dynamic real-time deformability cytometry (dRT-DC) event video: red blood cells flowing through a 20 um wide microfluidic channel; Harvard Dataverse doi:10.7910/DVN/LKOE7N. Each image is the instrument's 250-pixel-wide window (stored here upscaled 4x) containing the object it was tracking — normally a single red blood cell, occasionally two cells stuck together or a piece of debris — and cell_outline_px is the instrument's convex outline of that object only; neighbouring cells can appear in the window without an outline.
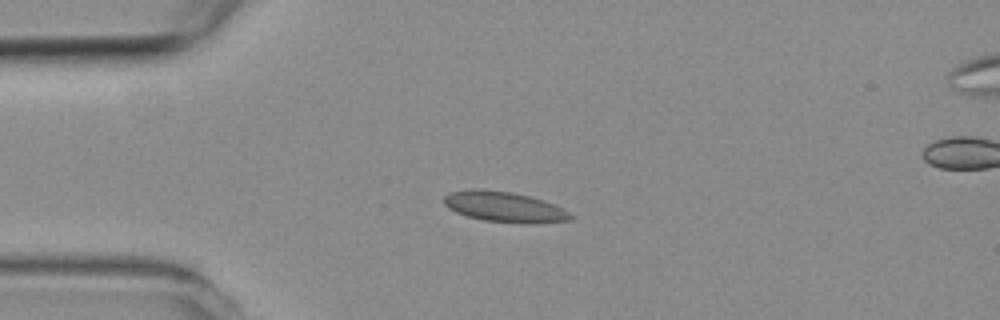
{"species": "common noctule bat (a hibernating species)", "species_latin": "Nyctalus noctula", "temperature_condition": "room temperature", "stored_images_in_passage": 4, "camera_frame_rate_fps": 3000, "um_per_image_px": 0.085, "animal": {"sex": "female", "body_mass_g": 19.3, "forearm_length_mm": 54.1}, "frame": {"image": 1, "passage_image": 2, "time_ms": 2.0, "image_size_px": [1000, 320], "cell_outline_px": [[572, 220], [532, 224], [528, 224], [484, 220], [468, 216], [456, 212], [448, 208], [444, 204], [444, 196], [452, 192], [472, 188], [480, 188], [512, 192], [544, 200], [568, 212], [572, 216]], "centroid_in_image_um": [42.85, 17.58], "position_along_channel_um": 42.1, "area_um2": 22.37}}